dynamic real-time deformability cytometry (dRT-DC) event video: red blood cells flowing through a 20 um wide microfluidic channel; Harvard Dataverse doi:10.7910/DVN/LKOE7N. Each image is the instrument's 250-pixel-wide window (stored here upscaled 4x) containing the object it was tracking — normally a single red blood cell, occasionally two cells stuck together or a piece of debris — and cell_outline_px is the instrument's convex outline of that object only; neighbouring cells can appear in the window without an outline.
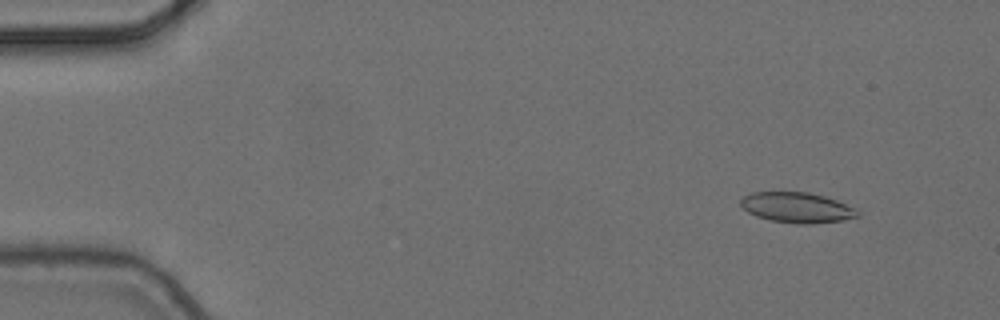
{"species": "common noctule bat (a hibernating species)", "species_latin": "Nyctalus noctula", "temperature_condition": "cold", "stored_images_in_passage": 5, "camera_frame_rate_fps": 3000, "um_per_image_px": 0.085, "animal": {"sex": "female", "body_mass_g": 24.6, "forearm_length_mm": 56.2}, "frame": {"image": 1, "passage_image": 2, "time_ms": 0.333, "image_size_px": [1000, 320], "cell_outline_px": [[860, 216], [844, 220], [812, 224], [796, 224], [772, 220], [756, 216], [748, 212], [740, 204], [740, 200], [744, 196], [752, 192], [808, 192], [824, 196], [836, 200], [856, 208], [860, 212]], "centroid_in_image_um": [67.77, 17.64], "position_along_channel_um": 17.2, "area_um2": 20.75}}
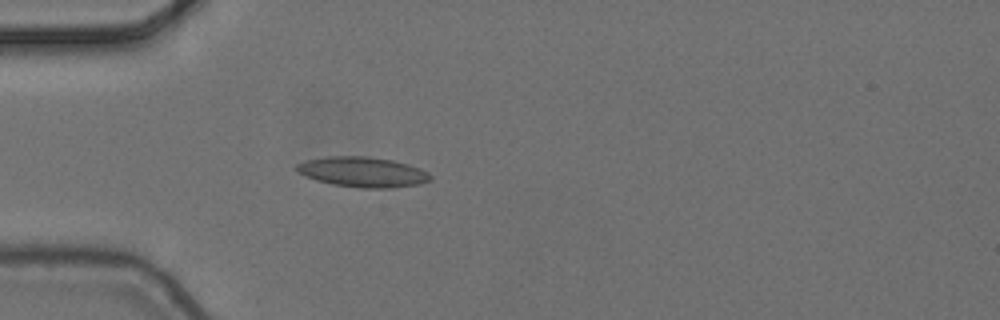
{"frame": {"image": 2, "passage_image": 5, "time_ms": 1.333, "image_size_px": [1000, 320], "cell_outline_px": [[432, 180], [420, 184], [392, 188], [360, 188], [332, 184], [316, 180], [300, 172], [296, 168], [296, 164], [308, 160], [324, 156], [368, 156], [392, 160], [408, 164], [420, 168], [428, 172], [432, 176]], "centroid_in_image_um": [30.88, 14.62], "position_along_channel_um": 54.1, "area_um2": 23.52}}